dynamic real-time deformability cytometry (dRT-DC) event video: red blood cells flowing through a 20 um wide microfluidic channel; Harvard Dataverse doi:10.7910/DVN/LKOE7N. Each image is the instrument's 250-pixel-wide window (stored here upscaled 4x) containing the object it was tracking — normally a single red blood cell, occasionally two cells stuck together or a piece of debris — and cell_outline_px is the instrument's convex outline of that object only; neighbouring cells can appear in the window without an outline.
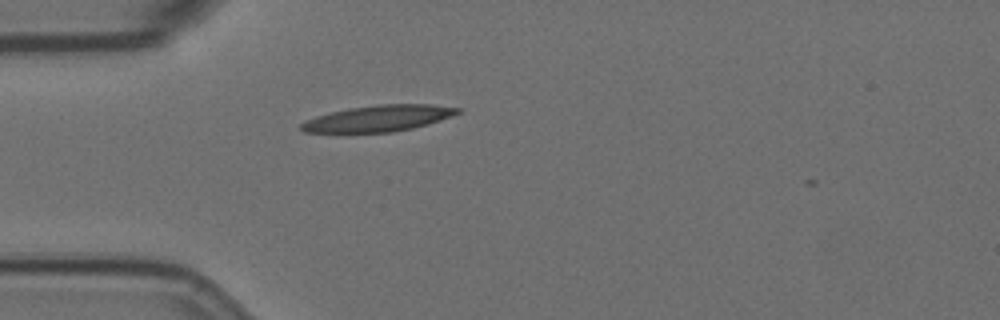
{"species": "Egyptian fruit bat (a non-hibernating species)", "species_latin": "Rousettus aegyptiacus", "temperature_condition": "room temperature", "stored_images_in_passage": 2, "camera_frame_rate_fps": 3000, "um_per_image_px": 0.085, "animal": {"sex": "female"}, "frame": {"image": 1, "passage_image": 1, "time_ms": 0.0, "image_size_px": [1000, 320], "cell_outline_px": [[460, 112], [452, 116], [428, 124], [412, 128], [392, 132], [304, 132], [300, 128], [300, 124], [304, 120], [316, 116], [348, 108], [376, 104], [432, 104], [460, 108]], "centroid_in_image_um": [32.17, 10.05], "position_along_channel_um": 52.8, "area_um2": 23.81}}